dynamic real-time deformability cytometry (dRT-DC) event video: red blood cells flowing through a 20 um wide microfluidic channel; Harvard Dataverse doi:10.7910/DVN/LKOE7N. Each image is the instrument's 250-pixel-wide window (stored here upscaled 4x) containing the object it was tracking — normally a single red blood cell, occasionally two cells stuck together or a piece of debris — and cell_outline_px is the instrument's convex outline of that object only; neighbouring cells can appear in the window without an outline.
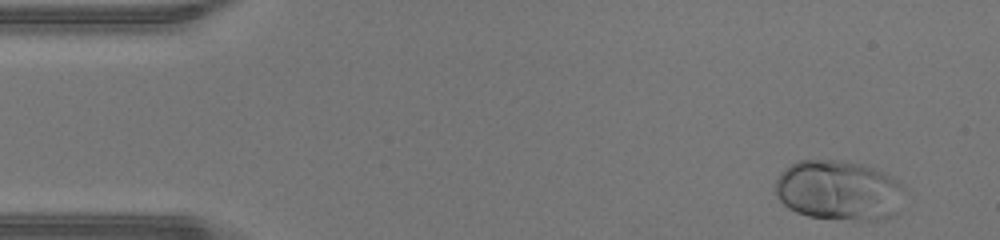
{"species": "human", "species_latin": "Homo sapiens", "temperature_condition": "warm", "stored_images_in_passage": 46, "camera_frame_rate_fps": 3000, "um_per_image_px": 0.085, "donor": {"sex": "male"}, "frame": {"image": 1, "passage_image": 2, "time_ms": 0.333, "image_size_px": [1000, 240], "cell_outline_px": [[904, 188], [896, 216], [876, 220], [868, 220], [808, 216], [796, 212], [788, 208], [776, 196], [776, 180], [780, 172], [796, 160], [836, 160], [860, 164], [884, 172], [896, 180]], "centroid_in_image_um": [71.28, 16.18], "position_along_channel_um": 13.7, "area_um2": 44.97}}
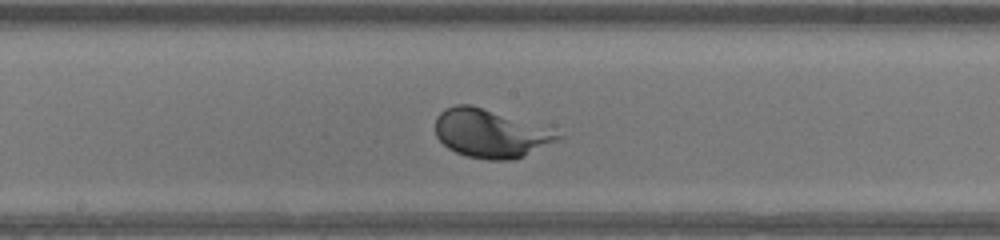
{"frame": {"image": 2, "passage_image": 23, "time_ms": 7.333, "image_size_px": [1000, 240], "cell_outline_px": [[564, 136], [524, 156], [512, 160], [488, 160], [468, 156], [456, 152], [448, 148], [436, 136], [436, 116], [444, 108], [456, 104], [468, 104]], "centroid_in_image_um": [41.54, 11.38], "position_along_channel_um": 206.7, "area_um2": 32.89}}
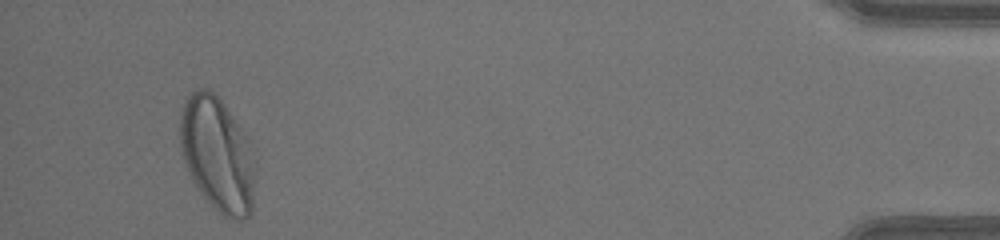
{"frame": {"image": 3, "passage_image": 43, "time_ms": 14.0, "image_size_px": [1000, 240], "cell_outline_px": [[252, 212], [248, 216], [240, 220], [224, 216], [200, 192], [192, 180], [184, 160], [180, 148], [180, 112], [184, 100], [196, 88], [208, 88], [224, 104], [248, 136], [252, 176]], "centroid_in_image_um": [18.42, 13.06], "position_along_channel_um": 416.8, "area_um2": 49.13}, "authors_computed_cell_mechanics": {"area_um2": 38.8416, "velocity_mm_per_s": 4.3731, "shape_relaxation_time_tau1_ms": 1.4417, "shape_relaxation_time_tau2_ms": null, "deformation_change_tau1": 0.158, "deformation_change_tau2": null}}